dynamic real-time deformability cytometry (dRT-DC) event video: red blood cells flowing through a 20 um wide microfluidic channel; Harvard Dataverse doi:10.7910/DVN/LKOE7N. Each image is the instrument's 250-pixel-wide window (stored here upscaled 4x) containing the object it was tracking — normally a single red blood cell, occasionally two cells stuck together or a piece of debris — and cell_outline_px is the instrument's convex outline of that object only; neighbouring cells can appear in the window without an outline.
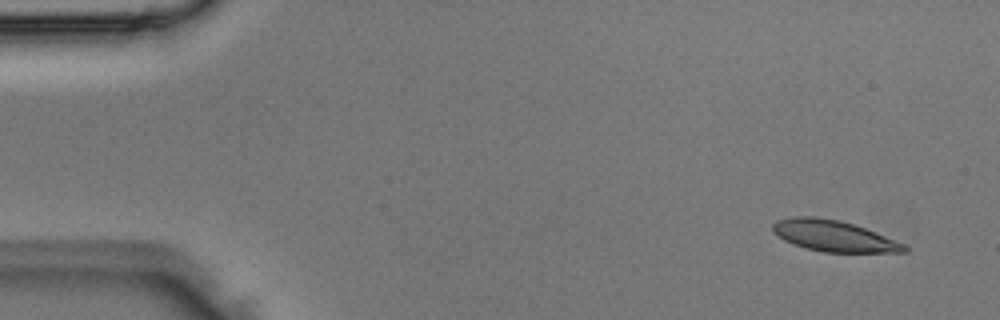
{"species": "Egyptian fruit bat (a non-hibernating species)", "species_latin": "Rousettus aegyptiacus", "temperature_condition": "room temperature", "stored_images_in_passage": 4, "camera_frame_rate_fps": 3000, "um_per_image_px": 0.085, "animal": {"sex": "male"}, "frame": {"image": 1, "passage_image": 1, "time_ms": 0.0, "image_size_px": [1000, 320], "cell_outline_px": [[908, 252], [824, 252], [804, 248], [792, 244], [784, 240], [772, 232], [772, 224], [776, 220], [792, 216], [816, 216], [840, 220], [864, 228], [904, 244], [908, 248]], "centroid_in_image_um": [70.79, 20.04], "position_along_channel_um": 14.2, "area_um2": 23.81}}